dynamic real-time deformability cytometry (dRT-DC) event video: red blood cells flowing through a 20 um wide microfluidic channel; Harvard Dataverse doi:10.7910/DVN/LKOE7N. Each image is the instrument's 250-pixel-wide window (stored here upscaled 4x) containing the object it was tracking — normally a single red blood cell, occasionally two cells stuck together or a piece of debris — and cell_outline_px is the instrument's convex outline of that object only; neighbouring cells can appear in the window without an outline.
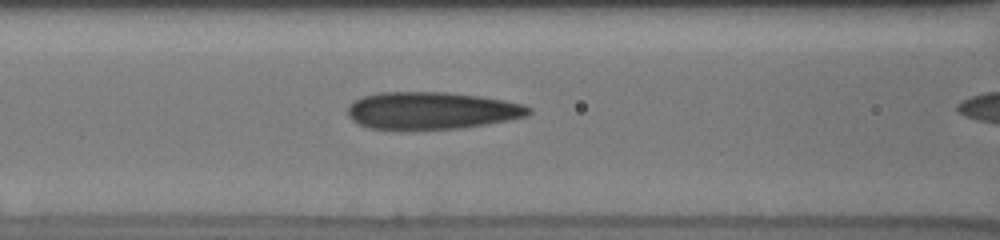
{"species": "human", "species_latin": "Homo sapiens", "temperature_condition": "cold", "stored_images_in_passage": 7, "segment_of_instrument_passage": [1, 2], "camera_frame_rate_fps": 3000, "um_per_image_px": 0.085, "donor": {"sex": "male"}, "frame": {"image": 1, "passage_image": 6, "time_ms": 4.333, "image_size_px": [1000, 240], "cell_outline_px": [[532, 112], [528, 116], [508, 120], [460, 128], [368, 128], [352, 120], [348, 116], [348, 104], [364, 96], [380, 92], [448, 92], [480, 96], [504, 100], [524, 104], [532, 108]], "centroid_in_image_um": [36.72, 9.38], "position_along_channel_um": 129.9, "area_um2": 38.96}}